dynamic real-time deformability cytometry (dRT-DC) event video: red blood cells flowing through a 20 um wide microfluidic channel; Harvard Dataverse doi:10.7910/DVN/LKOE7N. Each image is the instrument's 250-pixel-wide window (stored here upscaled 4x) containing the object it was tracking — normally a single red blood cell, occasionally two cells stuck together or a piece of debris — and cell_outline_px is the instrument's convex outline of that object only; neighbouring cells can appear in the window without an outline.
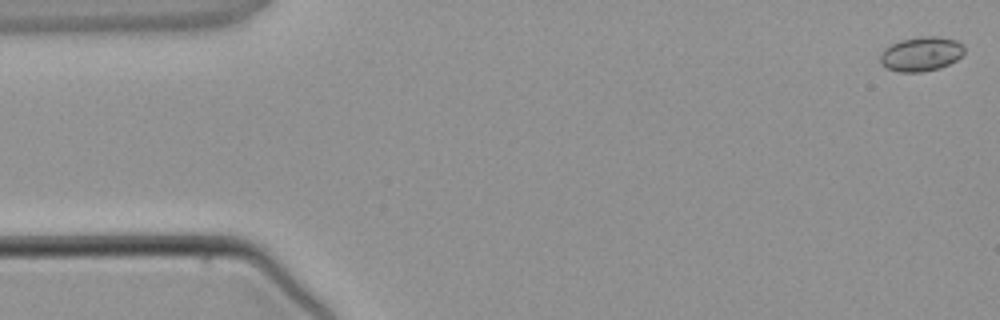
{"species": "common noctule bat (a hibernating species)", "species_latin": "Nyctalus noctula", "temperature_condition": "warm", "stored_images_in_passage": 3, "camera_frame_rate_fps": 3000, "um_per_image_px": 0.085, "animal": {"sex": "male", "body_mass_g": 21.5, "forearm_length_mm": 52.0}, "frame": {"image": 1, "passage_image": 1, "time_ms": 0.0, "image_size_px": [1000, 320], "cell_outline_px": [[964, 52], [956, 60], [940, 68], [920, 72], [900, 72], [884, 68], [880, 64], [880, 52], [884, 48], [900, 40], [920, 36], [940, 36], [956, 40], [964, 44]], "centroid_in_image_um": [78.27, 4.58], "position_along_channel_um": 6.7, "area_um2": 17.11}}
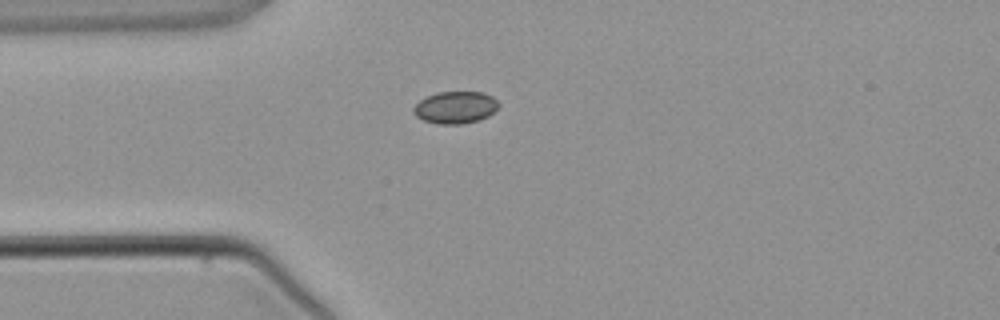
{"frame": {"image": 2, "passage_image": 3, "time_ms": 3.333, "image_size_px": [1000, 320], "cell_outline_px": [[500, 104], [488, 116], [480, 120], [460, 124], [436, 124], [424, 120], [416, 116], [412, 112], [412, 108], [420, 100], [436, 92], [484, 92], [492, 96]], "centroid_in_image_um": [38.69, 9.13], "position_along_channel_um": 46.3, "area_um2": 15.95}}